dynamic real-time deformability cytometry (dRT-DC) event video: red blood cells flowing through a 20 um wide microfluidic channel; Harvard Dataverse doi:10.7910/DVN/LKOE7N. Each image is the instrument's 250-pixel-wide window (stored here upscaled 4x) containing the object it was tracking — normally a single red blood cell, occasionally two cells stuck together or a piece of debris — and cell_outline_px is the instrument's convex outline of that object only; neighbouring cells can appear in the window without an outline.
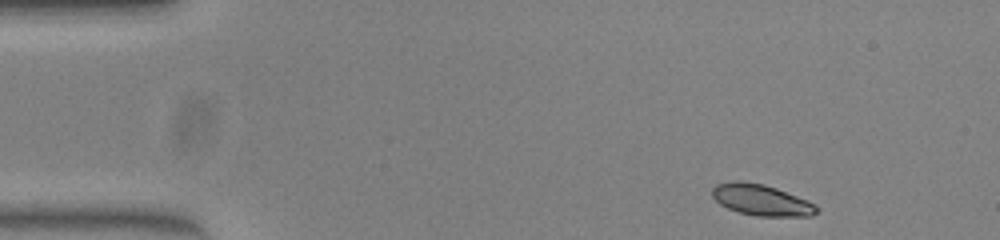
{"species": "common noctule bat (a hibernating species)", "species_latin": "Nyctalus noctula", "temperature_condition": "warm", "stored_images_in_passage": 46, "camera_frame_rate_fps": 3000, "um_per_image_px": 0.085, "animal": {"sex": "female", "body_mass_g": 23.0, "forearm_length_mm": 53.4}, "frame": {"image": 1, "passage_image": 1, "time_ms": 0.0, "image_size_px": [1000, 240], "cell_outline_px": [[820, 208], [812, 216], [756, 216], [740, 212], [728, 208], [720, 204], [712, 196], [712, 188], [716, 184], [736, 180], [740, 180], [764, 184], [776, 188], [808, 200], [816, 204]], "centroid_in_image_um": [64.73, 16.99], "position_along_channel_um": 20.3, "area_um2": 19.02}}
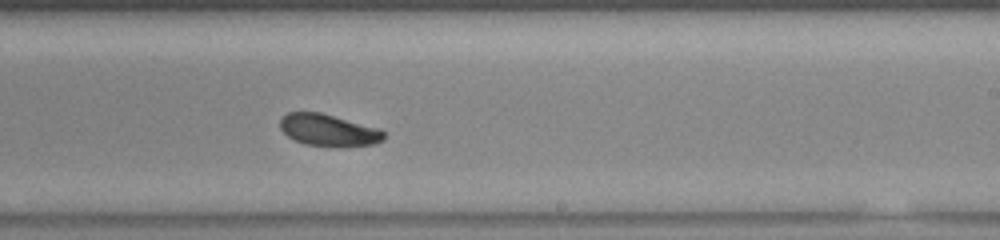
{"frame": {"image": 2, "passage_image": 26, "time_ms": 8.333, "image_size_px": [1000, 240], "cell_outline_px": [[384, 140], [376, 144], [340, 148], [304, 144], [292, 140], [280, 128], [280, 120], [288, 112], [320, 112], [380, 128], [384, 132]], "centroid_in_image_um": [27.95, 11.09], "position_along_channel_um": 261.0, "area_um2": 19.71}}
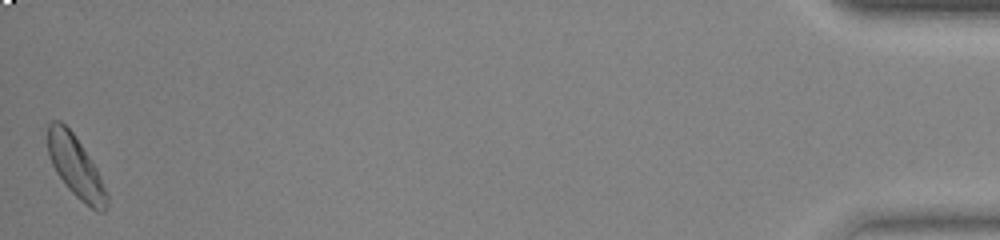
{"frame": {"image": 3, "passage_image": 46, "time_ms": 15.0, "image_size_px": [1000, 240], "cell_outline_px": [[108, 204], [104, 212], [96, 212], [80, 200], [64, 184], [56, 172], [52, 164], [48, 152], [48, 124], [52, 120], [60, 120], [72, 132], [96, 168], [108, 192]], "centroid_in_image_um": [6.45, 14.21], "position_along_channel_um": 428.8, "area_um2": 20.98}, "authors_computed_cell_mechanics": {"area_um2": 19.7676, "velocity_mm_per_s": 3.9762, "shape_relaxation_time_tau1_ms": 2.4639, "shape_relaxation_time_tau2_ms": 7.4005, "deformation_change_tau1": 0.121, "deformation_change_tau2": 0.1005}}